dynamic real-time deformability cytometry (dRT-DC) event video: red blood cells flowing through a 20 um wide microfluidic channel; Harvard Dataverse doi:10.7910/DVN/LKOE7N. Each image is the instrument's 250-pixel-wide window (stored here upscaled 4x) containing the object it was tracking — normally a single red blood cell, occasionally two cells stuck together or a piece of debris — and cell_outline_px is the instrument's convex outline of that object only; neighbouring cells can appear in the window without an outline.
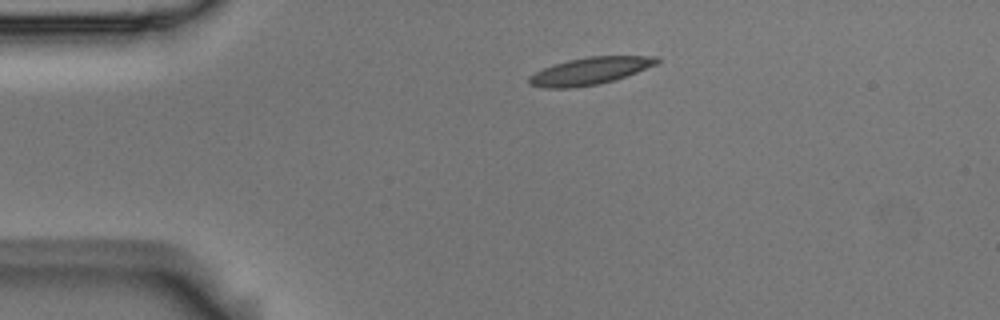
{"species": "Egyptian fruit bat (a non-hibernating species)", "species_latin": "Rousettus aegyptiacus", "temperature_condition": "room temperature", "stored_images_in_passage": 2, "camera_frame_rate_fps": 3000, "um_per_image_px": 0.085, "animal": {"sex": "male"}, "frame": {"image": 1, "passage_image": 1, "time_ms": 0.0, "image_size_px": [1000, 320], "cell_outline_px": [[660, 60], [656, 64], [636, 72], [612, 80], [596, 84], [572, 88], [544, 88], [528, 84], [528, 76], [544, 68], [568, 60], [588, 56], [656, 56]], "centroid_in_image_um": [50.1, 6.03], "position_along_channel_um": 34.9, "area_um2": 19.94}}